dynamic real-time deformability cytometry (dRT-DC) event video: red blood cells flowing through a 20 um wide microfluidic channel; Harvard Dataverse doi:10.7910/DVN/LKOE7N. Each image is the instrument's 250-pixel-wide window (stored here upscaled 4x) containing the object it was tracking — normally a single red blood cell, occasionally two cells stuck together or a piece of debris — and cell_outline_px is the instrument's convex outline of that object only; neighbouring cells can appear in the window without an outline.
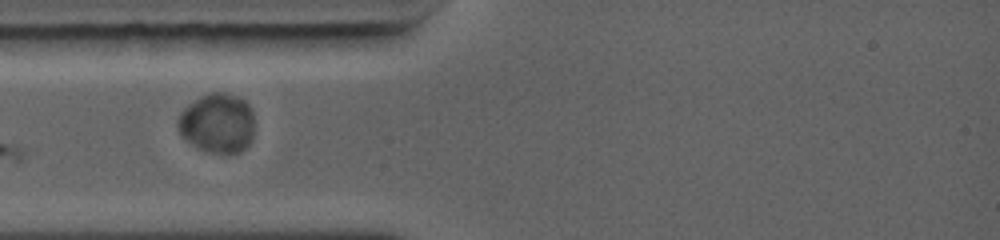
{"species": "common noctule bat (a hibernating species)", "species_latin": "Nyctalus noctula", "temperature_condition": "warm", "stored_images_in_passage": 23, "segment_of_instrument_passage": [1, 2], "camera_frame_rate_fps": 5000, "um_per_image_px": 0.085, "animal": {"sex": "female", "body_mass_g": 19.0, "forearm_length_mm": 56.7}, "frame": {"image": 1, "passage_image": 5, "time_ms": 3.0, "image_size_px": [1000, 240], "cell_outline_px": [[252, 140], [240, 152], [212, 152], [200, 148], [192, 144], [180, 132], [176, 124], [176, 120], [180, 112], [188, 104], [200, 96], [212, 92], [224, 92], [236, 96], [244, 100], [248, 104], [252, 112]], "centroid_in_image_um": [18.45, 10.43], "position_along_channel_um": 66.5, "area_um2": 26.24}}
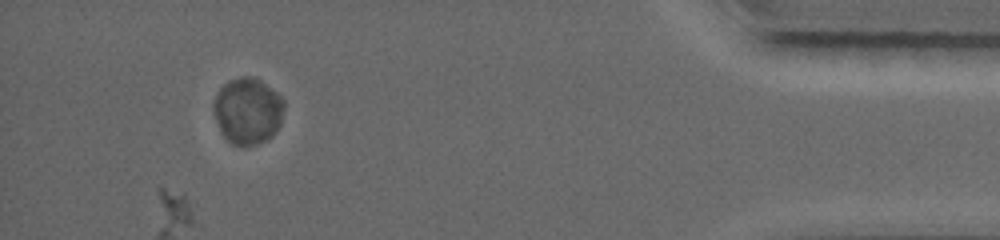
{"frame": {"image": 2, "passage_image": 18, "time_ms": 12.8, "image_size_px": [1000, 240], "cell_outline_px": [[284, 108], [280, 124], [276, 132], [268, 140], [256, 144], [232, 144], [224, 136], [216, 120], [212, 108], [216, 96], [220, 88], [228, 80], [240, 76], [248, 76], [260, 80], [276, 92], [284, 100]], "centroid_in_image_um": [21.07, 9.41], "position_along_channel_um": 414.1, "area_um2": 27.11}}